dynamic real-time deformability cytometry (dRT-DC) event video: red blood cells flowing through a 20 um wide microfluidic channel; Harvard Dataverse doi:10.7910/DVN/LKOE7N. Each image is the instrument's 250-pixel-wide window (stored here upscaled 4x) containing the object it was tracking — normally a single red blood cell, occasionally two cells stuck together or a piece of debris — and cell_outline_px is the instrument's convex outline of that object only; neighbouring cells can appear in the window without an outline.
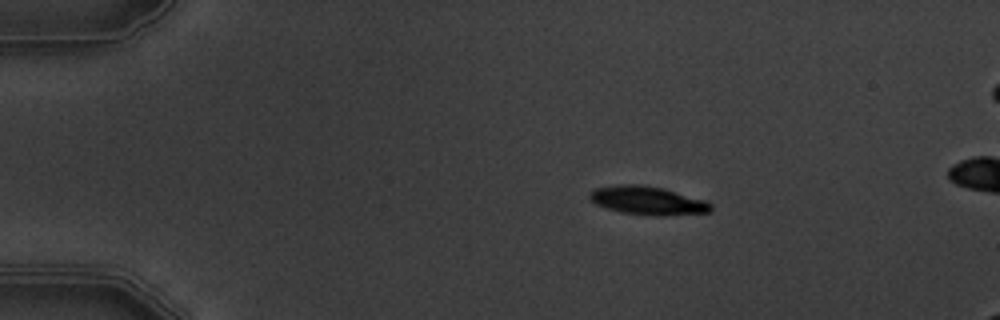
{"species": "common noctule bat (a hibernating species)", "species_latin": "Nyctalus noctula", "temperature_condition": "warm", "stored_images_in_passage": 4, "camera_frame_rate_fps": 3000, "um_per_image_px": 0.085, "animal": {"sex": "male", "body_mass_g": 19.5, "forearm_length_mm": 54.6}, "frame": {"image": 1, "passage_image": 1, "time_ms": 0.0, "image_size_px": [1000, 320], "cell_outline_px": [[712, 212], [620, 212], [596, 204], [588, 196], [588, 192], [596, 188], [616, 184], [640, 184], [664, 188], [704, 200], [712, 204]], "centroid_in_image_um": [54.95, 16.96], "position_along_channel_um": 30.0, "area_um2": 18.79}}